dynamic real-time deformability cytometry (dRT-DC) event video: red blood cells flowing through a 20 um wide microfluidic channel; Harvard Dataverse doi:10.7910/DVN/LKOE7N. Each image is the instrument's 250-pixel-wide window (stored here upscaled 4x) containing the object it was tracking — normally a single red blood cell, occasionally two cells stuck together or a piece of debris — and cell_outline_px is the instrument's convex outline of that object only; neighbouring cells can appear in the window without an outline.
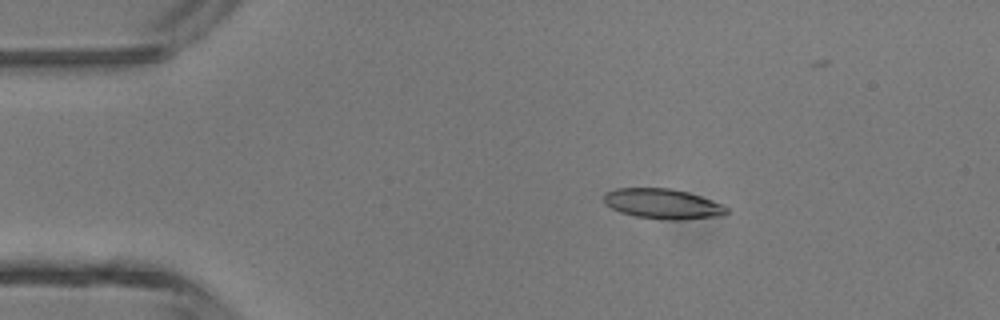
{"species": "common noctule bat (a hibernating species)", "species_latin": "Nyctalus noctula", "temperature_condition": "room temperature", "stored_images_in_passage": 5, "camera_frame_rate_fps": 3000, "um_per_image_px": 0.085, "animal": {"sex": "male", "body_mass_g": 13.3}, "frame": {"image": 1, "passage_image": 3, "time_ms": 0.667, "image_size_px": [1000, 320], "cell_outline_px": [[728, 212], [724, 216], [680, 220], [668, 220], [636, 216], [620, 212], [604, 204], [604, 192], [616, 188], [668, 188], [688, 192], [724, 204], [728, 208]], "centroid_in_image_um": [56.36, 17.33], "position_along_channel_um": 28.6, "area_um2": 21.73}}
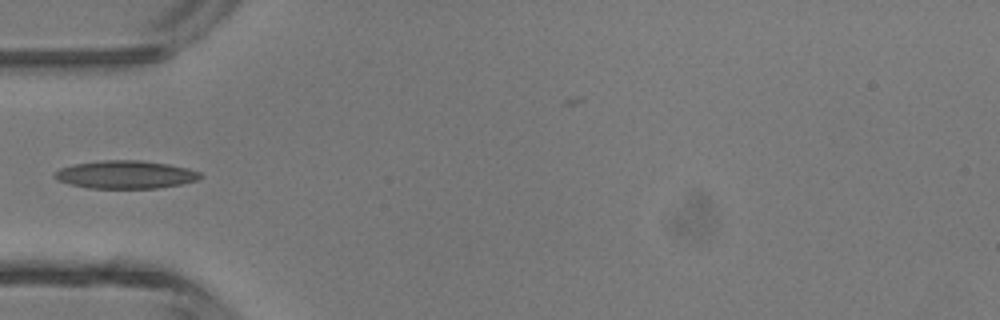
{"frame": {"image": 2, "passage_image": 5, "time_ms": 1.333, "image_size_px": [1000, 320], "cell_outline_px": [[204, 176], [196, 180], [180, 184], [156, 188], [88, 188], [56, 180], [52, 176], [60, 168], [72, 164], [104, 160], [140, 160], [168, 164], [188, 168], [200, 172]], "centroid_in_image_um": [10.66, 14.83], "position_along_channel_um": 74.3, "area_um2": 23.7}}